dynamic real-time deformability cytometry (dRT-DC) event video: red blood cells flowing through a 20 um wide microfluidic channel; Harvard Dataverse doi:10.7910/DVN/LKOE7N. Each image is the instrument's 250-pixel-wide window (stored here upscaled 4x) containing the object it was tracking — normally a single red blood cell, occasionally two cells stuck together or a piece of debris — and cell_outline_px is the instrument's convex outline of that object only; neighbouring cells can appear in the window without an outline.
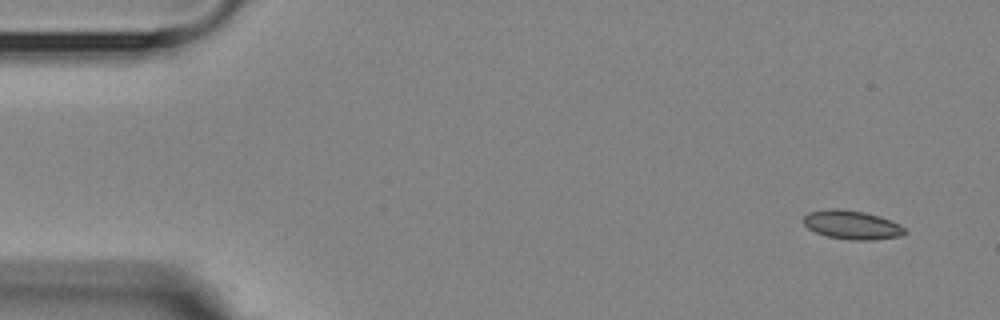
{"species": "Egyptian fruit bat (a non-hibernating species)", "species_latin": "Rousettus aegyptiacus", "temperature_condition": "room temperature", "stored_images_in_passage": 6, "camera_frame_rate_fps": 3000, "um_per_image_px": 0.085, "animal": {"sex": "female"}, "frame": {"image": 1, "passage_image": 1, "time_ms": 0.0, "image_size_px": [1000, 320], "cell_outline_px": [[908, 232], [900, 236], [872, 240], [852, 240], [828, 236], [816, 232], [808, 228], [804, 224], [804, 216], [808, 212], [828, 208], [836, 208], [864, 212], [880, 216], [904, 228]], "centroid_in_image_um": [72.39, 19.11], "position_along_channel_um": 12.6, "area_um2": 16.82}}
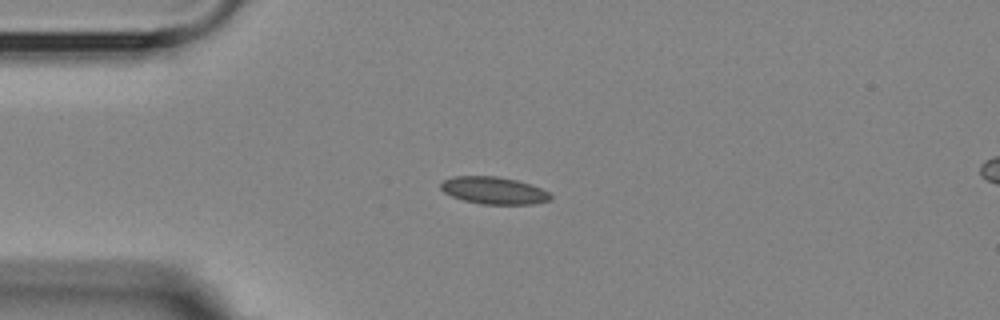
{"frame": {"image": 2, "passage_image": 4, "time_ms": 3.333, "image_size_px": [1000, 320], "cell_outline_px": [[552, 200], [536, 204], [480, 204], [464, 200], [452, 196], [444, 192], [440, 188], [440, 184], [444, 180], [452, 176], [496, 176], [516, 180], [540, 188], [548, 192], [552, 196]], "centroid_in_image_um": [41.97, 16.19], "position_along_channel_um": 43.0, "area_um2": 17.4}}
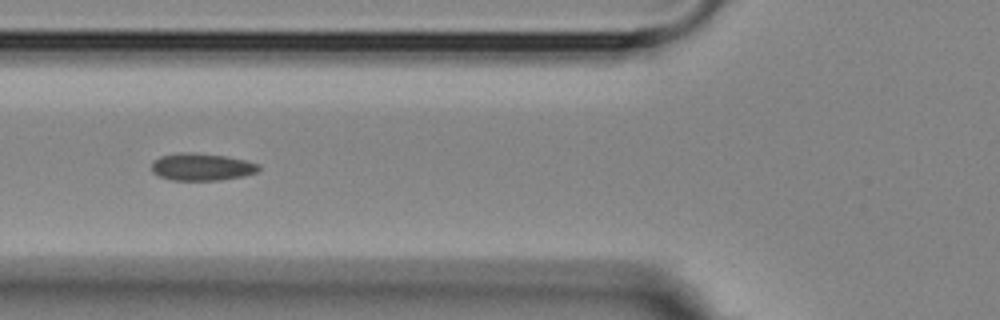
{"frame": {"image": 3, "passage_image": 6, "time_ms": 5.667, "image_size_px": [1000, 320], "cell_outline_px": [[260, 168], [256, 172], [244, 176], [220, 180], [172, 180], [160, 176], [152, 172], [152, 160], [160, 156], [180, 152], [192, 152], [228, 156], [260, 164]], "centroid_in_image_um": [17.14, 14.18], "position_along_channel_um": 108.7, "area_um2": 17.17}}